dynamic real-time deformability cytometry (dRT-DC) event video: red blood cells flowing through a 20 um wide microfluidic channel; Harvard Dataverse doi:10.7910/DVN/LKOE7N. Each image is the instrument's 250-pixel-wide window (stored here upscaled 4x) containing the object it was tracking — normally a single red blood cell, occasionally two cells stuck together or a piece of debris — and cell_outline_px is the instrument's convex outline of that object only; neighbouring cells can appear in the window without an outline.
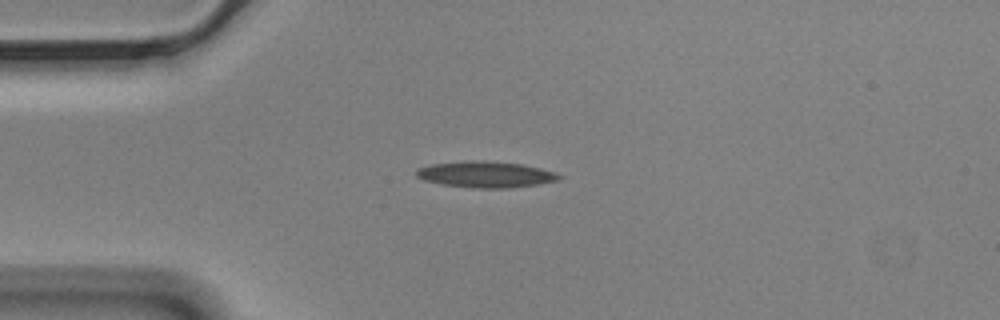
{"species": "Egyptian fruit bat (a non-hibernating species)", "species_latin": "Rousettus aegyptiacus", "temperature_condition": "cold", "stored_images_in_passage": 44, "camera_frame_rate_fps": 3000, "um_per_image_px": 0.085, "animal": {"sex": "male"}, "frame": {"image": 1, "passage_image": 1, "time_ms": 0.0, "image_size_px": [1000, 320], "cell_outline_px": [[564, 176], [560, 180], [540, 184], [512, 188], [468, 188], [440, 184], [424, 180], [416, 176], [416, 168], [432, 164], [468, 160], [484, 160], [520, 164], [540, 168], [556, 172]], "centroid_in_image_um": [41.3, 14.83], "position_along_channel_um": 43.7, "area_um2": 22.14}}
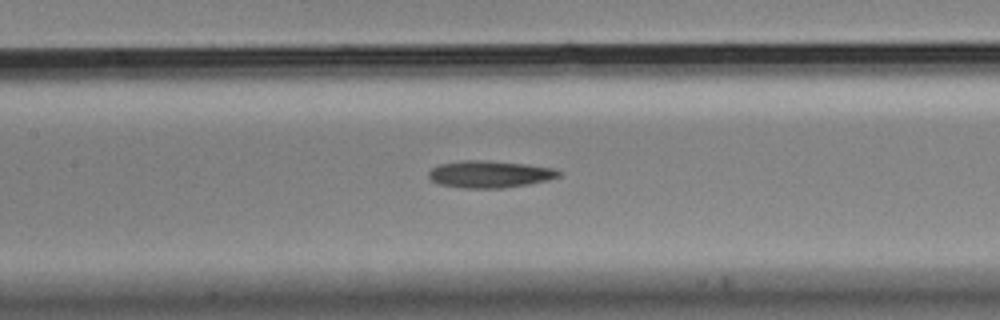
{"frame": {"image": 2, "passage_image": 13, "time_ms": 4.0, "image_size_px": [1000, 320], "cell_outline_px": [[560, 176], [548, 180], [528, 184], [500, 188], [460, 188], [440, 184], [432, 180], [428, 176], [428, 172], [432, 168], [440, 164], [460, 160], [484, 160], [524, 164], [552, 168], [560, 172]], "centroid_in_image_um": [41.58, 14.8], "position_along_channel_um": 165.8, "area_um2": 20.35}}
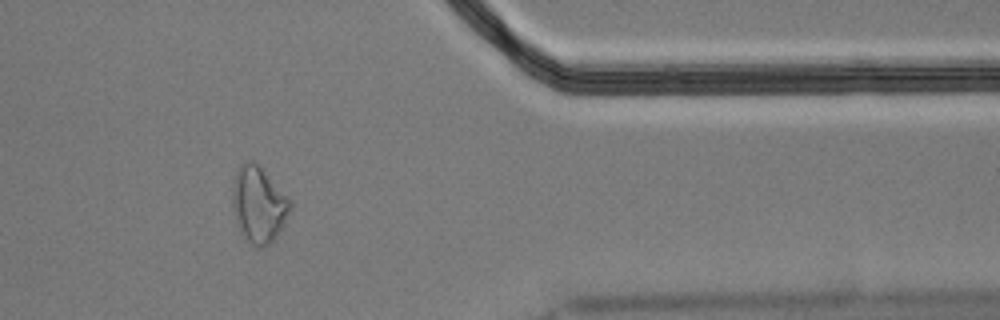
{"frame": {"image": 3, "passage_image": 34, "time_ms": 11.0, "image_size_px": [1000, 320], "cell_outline_px": [[292, 208], [280, 228], [272, 240], [268, 244], [260, 248], [252, 248], [248, 244], [236, 220], [232, 204], [232, 188], [236, 172], [240, 164], [248, 160], [252, 160], [292, 200]], "centroid_in_image_um": [21.97, 17.4], "position_along_channel_um": 389.4, "area_um2": 25.26}}